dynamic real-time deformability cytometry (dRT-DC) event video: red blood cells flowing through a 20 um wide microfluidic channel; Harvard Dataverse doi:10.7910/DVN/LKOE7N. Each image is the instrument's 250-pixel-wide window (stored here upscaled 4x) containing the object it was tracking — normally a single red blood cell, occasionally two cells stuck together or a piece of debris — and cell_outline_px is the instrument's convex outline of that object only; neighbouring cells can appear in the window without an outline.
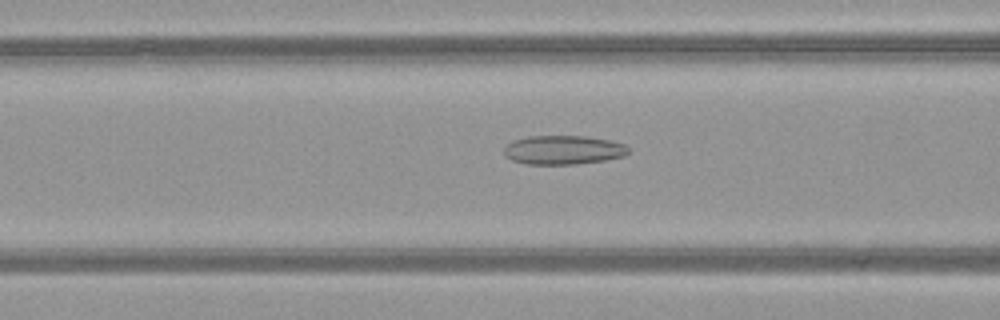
{"species": "common noctule bat (a hibernating species)", "species_latin": "Nyctalus noctula", "temperature_condition": "warm", "stored_images_in_passage": 51, "camera_frame_rate_fps": 3000, "um_per_image_px": 0.085, "animal": {"sex": "female", "body_mass_g": 21.9}, "frame": {"image": 1, "passage_image": 21, "time_ms": 6.667, "image_size_px": [1000, 320], "cell_outline_px": [[628, 152], [624, 156], [604, 160], [576, 164], [524, 164], [512, 160], [504, 156], [504, 148], [512, 140], [528, 136], [584, 136], [608, 140], [624, 144], [628, 148]], "centroid_in_image_um": [47.83, 12.75], "position_along_channel_um": 118.8, "area_um2": 20.98}}
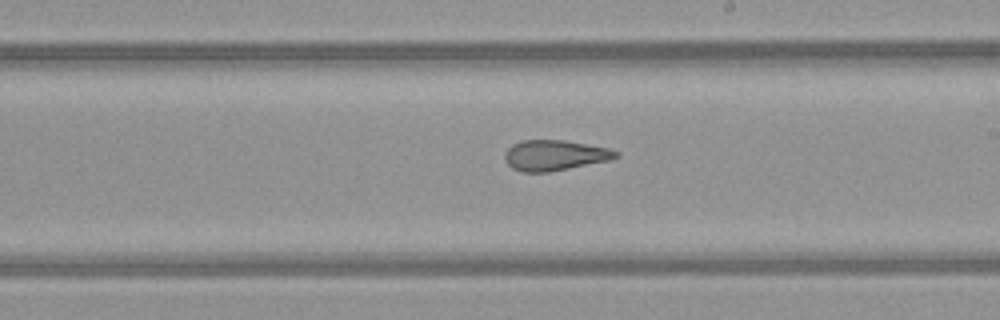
{"frame": {"image": 2, "passage_image": 30, "time_ms": 9.667, "image_size_px": [1000, 320], "cell_outline_px": [[620, 156], [608, 160], [548, 172], [520, 172], [512, 168], [504, 160], [504, 152], [512, 144], [524, 140], [564, 140], [608, 148], [620, 152]], "centroid_in_image_um": [47.11, 13.2], "position_along_channel_um": 241.9, "area_um2": 19.65}}
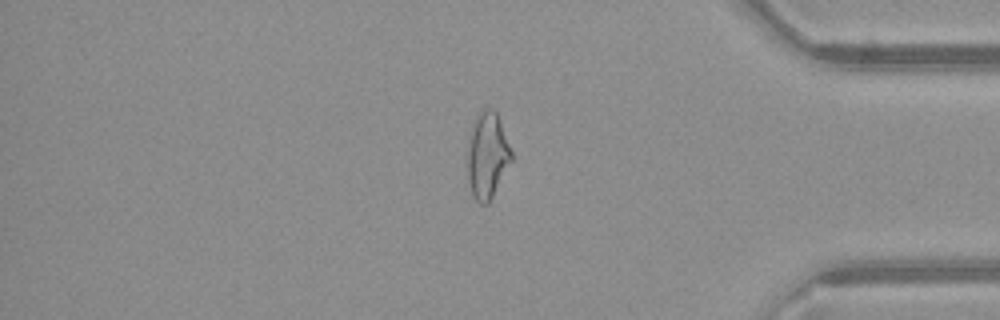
{"frame": {"image": 3, "passage_image": 43, "time_ms": 14.0, "image_size_px": [1000, 320], "cell_outline_px": [[512, 160], [488, 204], [480, 204], [472, 196], [468, 180], [464, 156], [472, 124], [476, 112], [480, 108], [492, 108], [496, 112], [500, 120], [512, 152]], "centroid_in_image_um": [41.36, 13.17], "position_along_channel_um": 393.8, "area_um2": 22.83}, "authors_computed_cell_mechanics": {"area_um2": 23.8136, "velocity_mm_per_s": 4.0892, "shape_relaxation_time_tau1_ms": null, "shape_relaxation_time_tau2_ms": 2.2044, "deformation_change_tau1": null, "deformation_change_tau2": 0.1142}}